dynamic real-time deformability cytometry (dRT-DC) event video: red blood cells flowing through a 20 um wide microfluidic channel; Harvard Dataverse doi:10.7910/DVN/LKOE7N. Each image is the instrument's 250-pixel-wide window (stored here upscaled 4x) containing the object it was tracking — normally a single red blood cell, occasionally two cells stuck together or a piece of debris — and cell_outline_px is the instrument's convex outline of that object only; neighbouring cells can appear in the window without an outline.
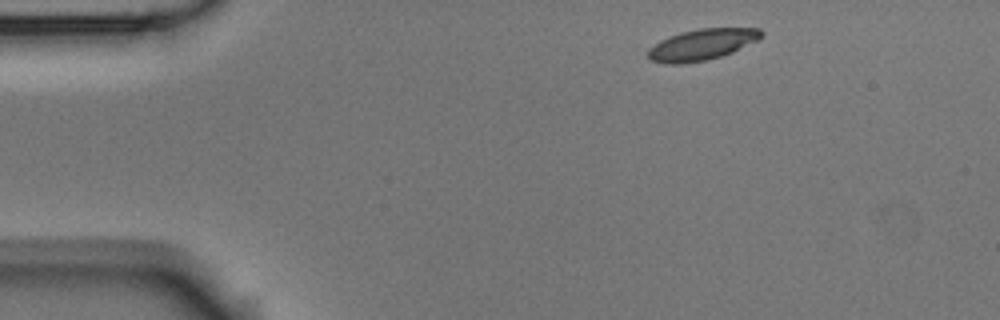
{"species": "Egyptian fruit bat (a non-hibernating species)", "species_latin": "Rousettus aegyptiacus", "temperature_condition": "room temperature", "stored_images_in_passage": 8, "camera_frame_rate_fps": 3000, "um_per_image_px": 0.085, "animal": {"sex": "male"}, "frame": {"image": 1, "passage_image": 1, "time_ms": 0.0, "image_size_px": [1000, 320], "cell_outline_px": [[764, 36], [732, 52], [708, 60], [680, 64], [664, 64], [648, 60], [648, 48], [660, 40], [680, 32], [700, 28], [760, 28], [764, 32]], "centroid_in_image_um": [59.63, 3.79], "position_along_channel_um": 25.4, "area_um2": 20.63}}